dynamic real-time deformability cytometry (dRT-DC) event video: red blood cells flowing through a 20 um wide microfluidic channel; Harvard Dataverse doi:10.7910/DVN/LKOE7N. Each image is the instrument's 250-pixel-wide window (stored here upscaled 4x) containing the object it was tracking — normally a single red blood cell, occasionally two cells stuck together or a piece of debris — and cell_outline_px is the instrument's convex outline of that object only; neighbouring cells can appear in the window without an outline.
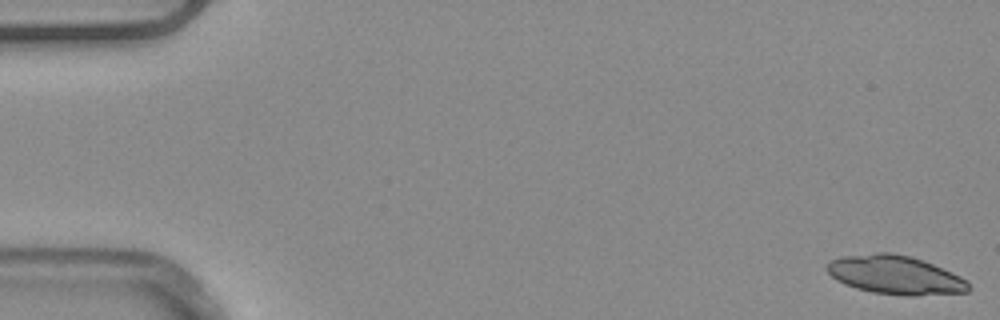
{"species": "common noctule bat (a hibernating species)", "species_latin": "Nyctalus noctula", "temperature_condition": "warm", "stored_images_in_passage": 24, "camera_frame_rate_fps": 3000, "um_per_image_px": 0.085, "animal": {"sex": "male", "body_mass_g": 20.4}, "frame": {"image": 1, "passage_image": 1, "time_ms": 0.0, "image_size_px": [1000, 320], "cell_outline_px": [[972, 288], [968, 292], [916, 296], [908, 296], [872, 292], [856, 288], [844, 284], [836, 280], [824, 268], [828, 260], [840, 256], [876, 252], [892, 252], [912, 256], [952, 272], [968, 280]], "centroid_in_image_um": [76.09, 23.36], "position_along_channel_um": 8.9, "area_um2": 32.48}}